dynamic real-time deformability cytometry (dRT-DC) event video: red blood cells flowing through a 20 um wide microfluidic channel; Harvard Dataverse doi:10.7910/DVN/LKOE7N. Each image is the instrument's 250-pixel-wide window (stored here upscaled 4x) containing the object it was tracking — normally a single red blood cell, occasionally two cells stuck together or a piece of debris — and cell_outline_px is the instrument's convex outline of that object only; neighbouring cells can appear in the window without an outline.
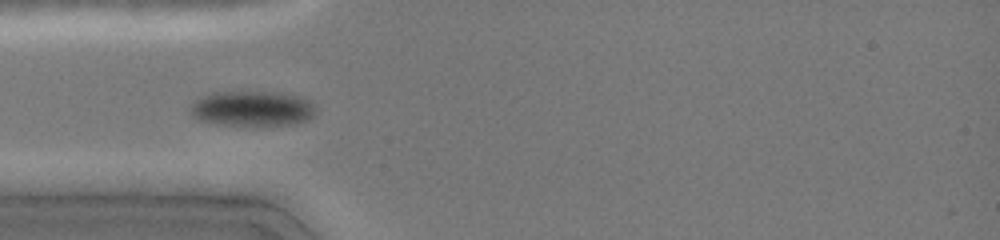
{"species": "common noctule bat (a hibernating species)", "species_latin": "Nyctalus noctula", "temperature_condition": "cold", "stored_images_in_passage": 12, "camera_frame_rate_fps": 3000, "um_per_image_px": 0.085, "animal": {"sex": "female", "body_mass_g": 19.0, "forearm_length_mm": 51.5}, "frame": {"image": 1, "passage_image": 7, "time_ms": 3.667, "image_size_px": [1000, 240], "cell_outline_px": [[316, 112], [308, 120], [296, 124], [256, 128], [220, 124], [200, 120], [192, 116], [192, 104], [200, 96], [212, 92], [280, 92], [300, 96], [312, 100], [316, 108]], "centroid_in_image_um": [21.52, 9.26], "position_along_channel_um": 63.5, "area_um2": 26.7}}